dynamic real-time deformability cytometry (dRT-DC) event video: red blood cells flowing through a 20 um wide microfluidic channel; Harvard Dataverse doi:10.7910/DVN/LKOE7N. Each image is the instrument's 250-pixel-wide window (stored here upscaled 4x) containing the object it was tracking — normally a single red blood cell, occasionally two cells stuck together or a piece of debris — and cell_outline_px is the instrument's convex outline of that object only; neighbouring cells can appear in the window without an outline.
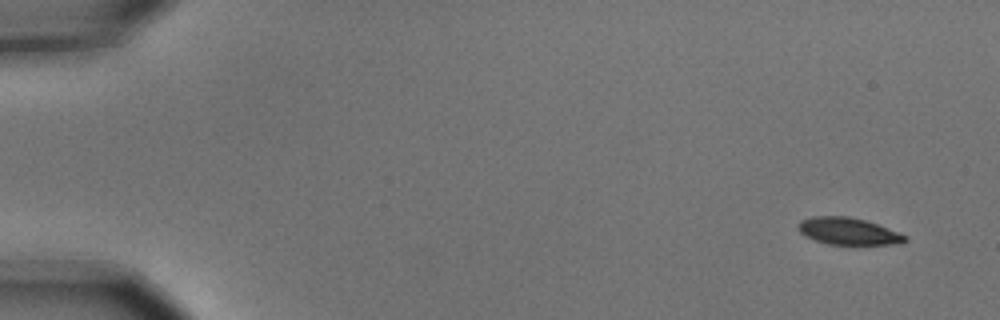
{"species": "common noctule bat (a hibernating species)", "species_latin": "Nyctalus noctula", "temperature_condition": "cold", "stored_images_in_passage": 5, "camera_frame_rate_fps": 3000, "um_per_image_px": 0.085, "animal": {"sex": "male", "body_mass_g": 15.6}, "frame": {"image": 1, "passage_image": 1, "time_ms": 0.0, "image_size_px": [1000, 320], "cell_outline_px": [[908, 240], [900, 244], [828, 244], [804, 236], [796, 228], [796, 224], [800, 220], [812, 216], [848, 216], [864, 220], [900, 232], [908, 236]], "centroid_in_image_um": [72.08, 19.65], "position_along_channel_um": 12.9, "area_um2": 16.94}}